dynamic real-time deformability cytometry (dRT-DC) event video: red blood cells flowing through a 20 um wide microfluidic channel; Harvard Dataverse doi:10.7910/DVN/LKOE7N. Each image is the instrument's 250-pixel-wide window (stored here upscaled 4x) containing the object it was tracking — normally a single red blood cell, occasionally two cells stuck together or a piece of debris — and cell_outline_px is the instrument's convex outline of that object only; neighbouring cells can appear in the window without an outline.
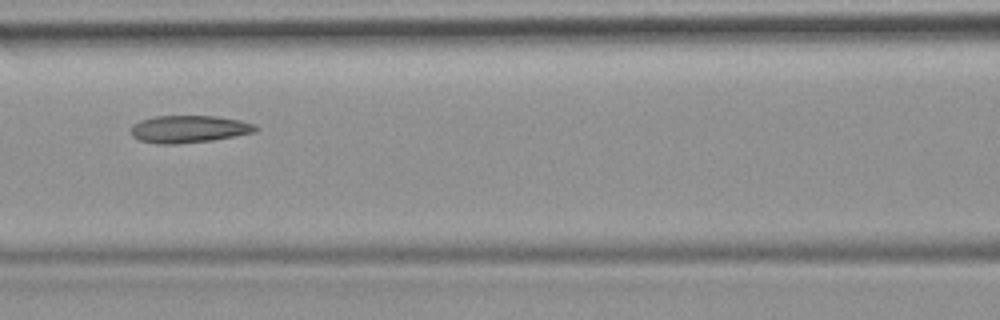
{"species": "common noctule bat (a hibernating species)", "species_latin": "Nyctalus noctula", "temperature_condition": "room temperature", "stored_images_in_passage": 5, "camera_frame_rate_fps": 3000, "um_per_image_px": 0.085, "animal": {"sex": "female", "body_mass_g": 19.9}, "frame": {"image": 1, "passage_image": 5, "time_ms": 5.333, "image_size_px": [1000, 320], "cell_outline_px": [[260, 128], [252, 132], [212, 140], [176, 144], [156, 144], [140, 140], [132, 136], [132, 124], [140, 120], [152, 116], [216, 116], [240, 120], [256, 124]], "centroid_in_image_um": [16.03, 10.96], "position_along_channel_um": 150.6, "area_um2": 19.83}}